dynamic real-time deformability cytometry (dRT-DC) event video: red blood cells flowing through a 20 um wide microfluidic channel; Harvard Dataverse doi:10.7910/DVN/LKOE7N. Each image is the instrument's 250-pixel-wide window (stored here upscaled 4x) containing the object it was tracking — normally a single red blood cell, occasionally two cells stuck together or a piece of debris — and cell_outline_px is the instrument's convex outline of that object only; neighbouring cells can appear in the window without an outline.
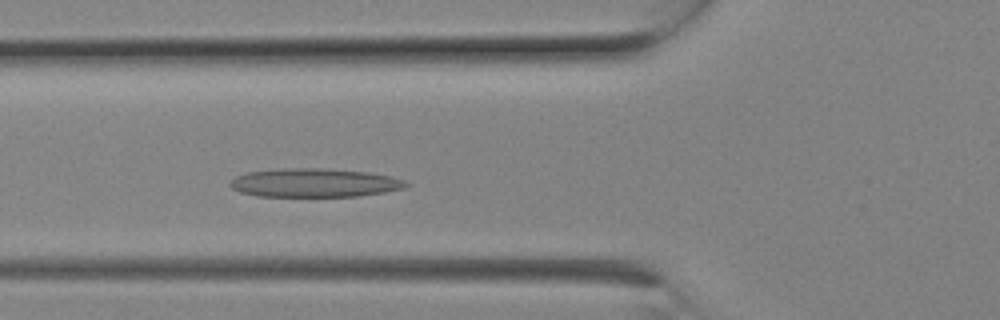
{"species": "Egyptian fruit bat (a non-hibernating species)", "species_latin": "Rousettus aegyptiacus", "temperature_condition": "room temperature", "stored_images_in_passage": 6, "camera_frame_rate_fps": 3000, "um_per_image_px": 0.085, "animal": {"sex": "female"}, "frame": {"image": 1, "passage_image": 6, "time_ms": 1.667, "image_size_px": [1000, 320], "cell_outline_px": [[412, 184], [404, 188], [384, 192], [356, 196], [256, 196], [240, 192], [232, 188], [228, 184], [236, 176], [248, 172], [280, 168], [324, 168], [368, 172], [392, 176], [404, 180]], "centroid_in_image_um": [26.74, 15.53], "position_along_channel_um": 99.1, "area_um2": 29.48}}